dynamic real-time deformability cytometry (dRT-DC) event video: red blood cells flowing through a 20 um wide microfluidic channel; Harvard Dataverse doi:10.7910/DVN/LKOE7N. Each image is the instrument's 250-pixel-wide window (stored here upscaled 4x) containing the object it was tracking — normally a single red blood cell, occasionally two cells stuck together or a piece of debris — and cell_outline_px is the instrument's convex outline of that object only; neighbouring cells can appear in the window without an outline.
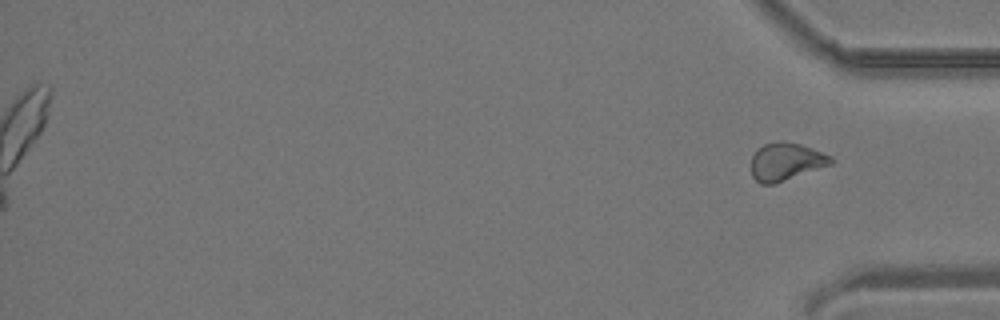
{"species": "common noctule bat (a hibernating species)", "species_latin": "Nyctalus noctula", "temperature_condition": "room temperature", "stored_images_in_passage": 38, "segment_of_instrument_passage": [2, 2], "camera_frame_rate_fps": 3000, "um_per_image_px": 0.085, "animal": {"sex": "male", "body_mass_g": 19.2, "forearm_length_mm": 51.8}, "frame": {"image": 1, "passage_image": 38, "time_ms": 12.333, "image_size_px": [1000, 320], "cell_outline_px": [[836, 160], [832, 164], [776, 184], [760, 184], [752, 176], [752, 156], [756, 148], [764, 144], [776, 140], [784, 140], [800, 144], [812, 148], [832, 156]], "centroid_in_image_um": [66.82, 13.73], "position_along_channel_um": 368.4, "area_um2": 17.92}}